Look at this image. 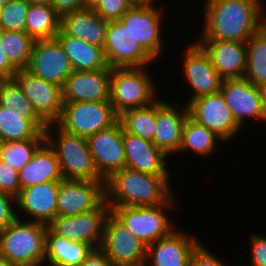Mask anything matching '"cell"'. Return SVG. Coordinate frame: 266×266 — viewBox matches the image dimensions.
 <instances>
[{
  "label": "cell",
  "instance_id": "1",
  "mask_svg": "<svg viewBox=\"0 0 266 266\" xmlns=\"http://www.w3.org/2000/svg\"><path fill=\"white\" fill-rule=\"evenodd\" d=\"M198 40L246 42L265 26L263 0H204Z\"/></svg>",
  "mask_w": 266,
  "mask_h": 266
},
{
  "label": "cell",
  "instance_id": "2",
  "mask_svg": "<svg viewBox=\"0 0 266 266\" xmlns=\"http://www.w3.org/2000/svg\"><path fill=\"white\" fill-rule=\"evenodd\" d=\"M171 175H152L128 168L115 171L105 180L106 202L110 207L155 206L165 203L174 192Z\"/></svg>",
  "mask_w": 266,
  "mask_h": 266
},
{
  "label": "cell",
  "instance_id": "3",
  "mask_svg": "<svg viewBox=\"0 0 266 266\" xmlns=\"http://www.w3.org/2000/svg\"><path fill=\"white\" fill-rule=\"evenodd\" d=\"M47 224L16 218L0 231V256L18 266H44Z\"/></svg>",
  "mask_w": 266,
  "mask_h": 266
},
{
  "label": "cell",
  "instance_id": "4",
  "mask_svg": "<svg viewBox=\"0 0 266 266\" xmlns=\"http://www.w3.org/2000/svg\"><path fill=\"white\" fill-rule=\"evenodd\" d=\"M44 133L57 156L63 179L104 180L96 170L87 138L65 132L56 124H48Z\"/></svg>",
  "mask_w": 266,
  "mask_h": 266
},
{
  "label": "cell",
  "instance_id": "5",
  "mask_svg": "<svg viewBox=\"0 0 266 266\" xmlns=\"http://www.w3.org/2000/svg\"><path fill=\"white\" fill-rule=\"evenodd\" d=\"M146 66L111 68L110 102L119 116L124 111L151 104L159 97L155 80Z\"/></svg>",
  "mask_w": 266,
  "mask_h": 266
},
{
  "label": "cell",
  "instance_id": "6",
  "mask_svg": "<svg viewBox=\"0 0 266 266\" xmlns=\"http://www.w3.org/2000/svg\"><path fill=\"white\" fill-rule=\"evenodd\" d=\"M174 195L165 203L155 206L110 207L111 214L147 247L175 230L174 221L167 213L176 208L177 198Z\"/></svg>",
  "mask_w": 266,
  "mask_h": 266
},
{
  "label": "cell",
  "instance_id": "7",
  "mask_svg": "<svg viewBox=\"0 0 266 266\" xmlns=\"http://www.w3.org/2000/svg\"><path fill=\"white\" fill-rule=\"evenodd\" d=\"M118 120L110 101L63 102L60 118L55 124L65 132L88 138Z\"/></svg>",
  "mask_w": 266,
  "mask_h": 266
},
{
  "label": "cell",
  "instance_id": "8",
  "mask_svg": "<svg viewBox=\"0 0 266 266\" xmlns=\"http://www.w3.org/2000/svg\"><path fill=\"white\" fill-rule=\"evenodd\" d=\"M163 7L156 5H133L119 19L129 28L135 41L156 62L163 54ZM163 16V17H162Z\"/></svg>",
  "mask_w": 266,
  "mask_h": 266
},
{
  "label": "cell",
  "instance_id": "9",
  "mask_svg": "<svg viewBox=\"0 0 266 266\" xmlns=\"http://www.w3.org/2000/svg\"><path fill=\"white\" fill-rule=\"evenodd\" d=\"M111 208L106 200L90 212L71 216H57L48 227L57 235L68 240L81 242L100 249L104 227Z\"/></svg>",
  "mask_w": 266,
  "mask_h": 266
},
{
  "label": "cell",
  "instance_id": "10",
  "mask_svg": "<svg viewBox=\"0 0 266 266\" xmlns=\"http://www.w3.org/2000/svg\"><path fill=\"white\" fill-rule=\"evenodd\" d=\"M187 107L193 120L214 132L224 143L232 142L243 130L221 92L196 98Z\"/></svg>",
  "mask_w": 266,
  "mask_h": 266
},
{
  "label": "cell",
  "instance_id": "11",
  "mask_svg": "<svg viewBox=\"0 0 266 266\" xmlns=\"http://www.w3.org/2000/svg\"><path fill=\"white\" fill-rule=\"evenodd\" d=\"M100 249L116 266H144L147 247L111 213Z\"/></svg>",
  "mask_w": 266,
  "mask_h": 266
},
{
  "label": "cell",
  "instance_id": "12",
  "mask_svg": "<svg viewBox=\"0 0 266 266\" xmlns=\"http://www.w3.org/2000/svg\"><path fill=\"white\" fill-rule=\"evenodd\" d=\"M103 51L110 68L150 67L155 63L120 20L108 21Z\"/></svg>",
  "mask_w": 266,
  "mask_h": 266
},
{
  "label": "cell",
  "instance_id": "13",
  "mask_svg": "<svg viewBox=\"0 0 266 266\" xmlns=\"http://www.w3.org/2000/svg\"><path fill=\"white\" fill-rule=\"evenodd\" d=\"M182 53V75L192 89L186 105L196 98L220 92L223 78L213 67L204 49L194 41L187 44Z\"/></svg>",
  "mask_w": 266,
  "mask_h": 266
},
{
  "label": "cell",
  "instance_id": "14",
  "mask_svg": "<svg viewBox=\"0 0 266 266\" xmlns=\"http://www.w3.org/2000/svg\"><path fill=\"white\" fill-rule=\"evenodd\" d=\"M106 200L105 180H66L59 183L57 216H73L97 209Z\"/></svg>",
  "mask_w": 266,
  "mask_h": 266
},
{
  "label": "cell",
  "instance_id": "15",
  "mask_svg": "<svg viewBox=\"0 0 266 266\" xmlns=\"http://www.w3.org/2000/svg\"><path fill=\"white\" fill-rule=\"evenodd\" d=\"M26 69L61 88L74 71L70 59L56 38L34 41Z\"/></svg>",
  "mask_w": 266,
  "mask_h": 266
},
{
  "label": "cell",
  "instance_id": "16",
  "mask_svg": "<svg viewBox=\"0 0 266 266\" xmlns=\"http://www.w3.org/2000/svg\"><path fill=\"white\" fill-rule=\"evenodd\" d=\"M220 92L242 128L249 119L266 122L259 89L246 78L223 79Z\"/></svg>",
  "mask_w": 266,
  "mask_h": 266
},
{
  "label": "cell",
  "instance_id": "17",
  "mask_svg": "<svg viewBox=\"0 0 266 266\" xmlns=\"http://www.w3.org/2000/svg\"><path fill=\"white\" fill-rule=\"evenodd\" d=\"M87 141L96 170L104 180L125 168L122 124L119 120L111 127L89 136Z\"/></svg>",
  "mask_w": 266,
  "mask_h": 266
},
{
  "label": "cell",
  "instance_id": "18",
  "mask_svg": "<svg viewBox=\"0 0 266 266\" xmlns=\"http://www.w3.org/2000/svg\"><path fill=\"white\" fill-rule=\"evenodd\" d=\"M14 78L38 115L47 124H55L62 112V88L33 75L27 69L18 70Z\"/></svg>",
  "mask_w": 266,
  "mask_h": 266
},
{
  "label": "cell",
  "instance_id": "19",
  "mask_svg": "<svg viewBox=\"0 0 266 266\" xmlns=\"http://www.w3.org/2000/svg\"><path fill=\"white\" fill-rule=\"evenodd\" d=\"M59 183L53 181L20 189L15 198L16 217L27 220L28 216L29 221L50 224L57 217ZM18 212L24 213L25 217Z\"/></svg>",
  "mask_w": 266,
  "mask_h": 266
},
{
  "label": "cell",
  "instance_id": "20",
  "mask_svg": "<svg viewBox=\"0 0 266 266\" xmlns=\"http://www.w3.org/2000/svg\"><path fill=\"white\" fill-rule=\"evenodd\" d=\"M201 242L196 235L175 229L147 246L144 266H188L193 251Z\"/></svg>",
  "mask_w": 266,
  "mask_h": 266
},
{
  "label": "cell",
  "instance_id": "21",
  "mask_svg": "<svg viewBox=\"0 0 266 266\" xmlns=\"http://www.w3.org/2000/svg\"><path fill=\"white\" fill-rule=\"evenodd\" d=\"M111 68L73 71L62 86L63 102L110 101Z\"/></svg>",
  "mask_w": 266,
  "mask_h": 266
},
{
  "label": "cell",
  "instance_id": "22",
  "mask_svg": "<svg viewBox=\"0 0 266 266\" xmlns=\"http://www.w3.org/2000/svg\"><path fill=\"white\" fill-rule=\"evenodd\" d=\"M156 100V131L153 143L168 156L176 155L181 144L183 126L187 116L189 115L188 107L185 104L178 108V104ZM170 102V103H169Z\"/></svg>",
  "mask_w": 266,
  "mask_h": 266
},
{
  "label": "cell",
  "instance_id": "23",
  "mask_svg": "<svg viewBox=\"0 0 266 266\" xmlns=\"http://www.w3.org/2000/svg\"><path fill=\"white\" fill-rule=\"evenodd\" d=\"M122 140L126 158L125 168L152 175H171L167 168L168 155L153 142L127 133L123 127Z\"/></svg>",
  "mask_w": 266,
  "mask_h": 266
},
{
  "label": "cell",
  "instance_id": "24",
  "mask_svg": "<svg viewBox=\"0 0 266 266\" xmlns=\"http://www.w3.org/2000/svg\"><path fill=\"white\" fill-rule=\"evenodd\" d=\"M223 79L244 78L246 42L232 40H196Z\"/></svg>",
  "mask_w": 266,
  "mask_h": 266
},
{
  "label": "cell",
  "instance_id": "25",
  "mask_svg": "<svg viewBox=\"0 0 266 266\" xmlns=\"http://www.w3.org/2000/svg\"><path fill=\"white\" fill-rule=\"evenodd\" d=\"M107 23L108 21L99 16L94 9L82 8L63 15L60 29L68 36L103 48Z\"/></svg>",
  "mask_w": 266,
  "mask_h": 266
},
{
  "label": "cell",
  "instance_id": "26",
  "mask_svg": "<svg viewBox=\"0 0 266 266\" xmlns=\"http://www.w3.org/2000/svg\"><path fill=\"white\" fill-rule=\"evenodd\" d=\"M61 180H63V176L59 161L54 150L46 141L37 149L32 159L19 170L21 189Z\"/></svg>",
  "mask_w": 266,
  "mask_h": 266
},
{
  "label": "cell",
  "instance_id": "27",
  "mask_svg": "<svg viewBox=\"0 0 266 266\" xmlns=\"http://www.w3.org/2000/svg\"><path fill=\"white\" fill-rule=\"evenodd\" d=\"M55 38L70 59L74 71H95L108 66L102 47L68 36L61 29Z\"/></svg>",
  "mask_w": 266,
  "mask_h": 266
},
{
  "label": "cell",
  "instance_id": "28",
  "mask_svg": "<svg viewBox=\"0 0 266 266\" xmlns=\"http://www.w3.org/2000/svg\"><path fill=\"white\" fill-rule=\"evenodd\" d=\"M94 248L88 244L75 242L46 230L45 264L50 266H80Z\"/></svg>",
  "mask_w": 266,
  "mask_h": 266
},
{
  "label": "cell",
  "instance_id": "29",
  "mask_svg": "<svg viewBox=\"0 0 266 266\" xmlns=\"http://www.w3.org/2000/svg\"><path fill=\"white\" fill-rule=\"evenodd\" d=\"M224 143L214 132L206 128L204 125L197 123L189 115L187 116L182 132L181 144L178 154L188 152L195 154V156H205L213 154L218 150L217 143ZM213 152V153H212ZM197 154V155H196Z\"/></svg>",
  "mask_w": 266,
  "mask_h": 266
},
{
  "label": "cell",
  "instance_id": "30",
  "mask_svg": "<svg viewBox=\"0 0 266 266\" xmlns=\"http://www.w3.org/2000/svg\"><path fill=\"white\" fill-rule=\"evenodd\" d=\"M45 139V133L31 120L0 105V141Z\"/></svg>",
  "mask_w": 266,
  "mask_h": 266
},
{
  "label": "cell",
  "instance_id": "31",
  "mask_svg": "<svg viewBox=\"0 0 266 266\" xmlns=\"http://www.w3.org/2000/svg\"><path fill=\"white\" fill-rule=\"evenodd\" d=\"M61 17L52 5H29L25 32L34 40L53 39L60 30Z\"/></svg>",
  "mask_w": 266,
  "mask_h": 266
},
{
  "label": "cell",
  "instance_id": "32",
  "mask_svg": "<svg viewBox=\"0 0 266 266\" xmlns=\"http://www.w3.org/2000/svg\"><path fill=\"white\" fill-rule=\"evenodd\" d=\"M0 105L31 119L43 132L48 127L15 78L0 79Z\"/></svg>",
  "mask_w": 266,
  "mask_h": 266
},
{
  "label": "cell",
  "instance_id": "33",
  "mask_svg": "<svg viewBox=\"0 0 266 266\" xmlns=\"http://www.w3.org/2000/svg\"><path fill=\"white\" fill-rule=\"evenodd\" d=\"M246 57L244 78L256 86L266 83V26L246 41Z\"/></svg>",
  "mask_w": 266,
  "mask_h": 266
},
{
  "label": "cell",
  "instance_id": "34",
  "mask_svg": "<svg viewBox=\"0 0 266 266\" xmlns=\"http://www.w3.org/2000/svg\"><path fill=\"white\" fill-rule=\"evenodd\" d=\"M123 130L153 142L156 131V101L124 111L119 115Z\"/></svg>",
  "mask_w": 266,
  "mask_h": 266
},
{
  "label": "cell",
  "instance_id": "35",
  "mask_svg": "<svg viewBox=\"0 0 266 266\" xmlns=\"http://www.w3.org/2000/svg\"><path fill=\"white\" fill-rule=\"evenodd\" d=\"M33 44L26 32L2 30L3 51L17 71L27 68Z\"/></svg>",
  "mask_w": 266,
  "mask_h": 266
},
{
  "label": "cell",
  "instance_id": "36",
  "mask_svg": "<svg viewBox=\"0 0 266 266\" xmlns=\"http://www.w3.org/2000/svg\"><path fill=\"white\" fill-rule=\"evenodd\" d=\"M45 139H27L22 141L2 142L0 159L16 170L29 162Z\"/></svg>",
  "mask_w": 266,
  "mask_h": 266
},
{
  "label": "cell",
  "instance_id": "37",
  "mask_svg": "<svg viewBox=\"0 0 266 266\" xmlns=\"http://www.w3.org/2000/svg\"><path fill=\"white\" fill-rule=\"evenodd\" d=\"M29 5L26 0H12L3 6L0 28L6 31L25 32Z\"/></svg>",
  "mask_w": 266,
  "mask_h": 266
},
{
  "label": "cell",
  "instance_id": "38",
  "mask_svg": "<svg viewBox=\"0 0 266 266\" xmlns=\"http://www.w3.org/2000/svg\"><path fill=\"white\" fill-rule=\"evenodd\" d=\"M133 4L130 0H101L94 9L106 21L119 20Z\"/></svg>",
  "mask_w": 266,
  "mask_h": 266
},
{
  "label": "cell",
  "instance_id": "39",
  "mask_svg": "<svg viewBox=\"0 0 266 266\" xmlns=\"http://www.w3.org/2000/svg\"><path fill=\"white\" fill-rule=\"evenodd\" d=\"M20 189L19 171L0 159V192L16 198Z\"/></svg>",
  "mask_w": 266,
  "mask_h": 266
},
{
  "label": "cell",
  "instance_id": "40",
  "mask_svg": "<svg viewBox=\"0 0 266 266\" xmlns=\"http://www.w3.org/2000/svg\"><path fill=\"white\" fill-rule=\"evenodd\" d=\"M202 242L193 251L188 266H231L227 261L221 260L210 249H207ZM226 262V263H225Z\"/></svg>",
  "mask_w": 266,
  "mask_h": 266
},
{
  "label": "cell",
  "instance_id": "41",
  "mask_svg": "<svg viewBox=\"0 0 266 266\" xmlns=\"http://www.w3.org/2000/svg\"><path fill=\"white\" fill-rule=\"evenodd\" d=\"M249 238L250 257L248 266H266V237L254 234Z\"/></svg>",
  "mask_w": 266,
  "mask_h": 266
},
{
  "label": "cell",
  "instance_id": "42",
  "mask_svg": "<svg viewBox=\"0 0 266 266\" xmlns=\"http://www.w3.org/2000/svg\"><path fill=\"white\" fill-rule=\"evenodd\" d=\"M15 198L0 192V231L12 223L16 217Z\"/></svg>",
  "mask_w": 266,
  "mask_h": 266
},
{
  "label": "cell",
  "instance_id": "43",
  "mask_svg": "<svg viewBox=\"0 0 266 266\" xmlns=\"http://www.w3.org/2000/svg\"><path fill=\"white\" fill-rule=\"evenodd\" d=\"M51 5L60 17L83 8L82 0H52Z\"/></svg>",
  "mask_w": 266,
  "mask_h": 266
},
{
  "label": "cell",
  "instance_id": "44",
  "mask_svg": "<svg viewBox=\"0 0 266 266\" xmlns=\"http://www.w3.org/2000/svg\"><path fill=\"white\" fill-rule=\"evenodd\" d=\"M80 266H116L101 249H94Z\"/></svg>",
  "mask_w": 266,
  "mask_h": 266
},
{
  "label": "cell",
  "instance_id": "45",
  "mask_svg": "<svg viewBox=\"0 0 266 266\" xmlns=\"http://www.w3.org/2000/svg\"><path fill=\"white\" fill-rule=\"evenodd\" d=\"M17 70L10 64L7 56L3 51L2 29L0 28V79L14 78Z\"/></svg>",
  "mask_w": 266,
  "mask_h": 266
},
{
  "label": "cell",
  "instance_id": "46",
  "mask_svg": "<svg viewBox=\"0 0 266 266\" xmlns=\"http://www.w3.org/2000/svg\"><path fill=\"white\" fill-rule=\"evenodd\" d=\"M260 92L261 103L264 111L266 112V83L257 86Z\"/></svg>",
  "mask_w": 266,
  "mask_h": 266
},
{
  "label": "cell",
  "instance_id": "47",
  "mask_svg": "<svg viewBox=\"0 0 266 266\" xmlns=\"http://www.w3.org/2000/svg\"><path fill=\"white\" fill-rule=\"evenodd\" d=\"M101 0H82L83 8L95 9Z\"/></svg>",
  "mask_w": 266,
  "mask_h": 266
},
{
  "label": "cell",
  "instance_id": "48",
  "mask_svg": "<svg viewBox=\"0 0 266 266\" xmlns=\"http://www.w3.org/2000/svg\"><path fill=\"white\" fill-rule=\"evenodd\" d=\"M158 0H130L133 5H158L155 2Z\"/></svg>",
  "mask_w": 266,
  "mask_h": 266
},
{
  "label": "cell",
  "instance_id": "49",
  "mask_svg": "<svg viewBox=\"0 0 266 266\" xmlns=\"http://www.w3.org/2000/svg\"><path fill=\"white\" fill-rule=\"evenodd\" d=\"M30 5H51L52 0H26Z\"/></svg>",
  "mask_w": 266,
  "mask_h": 266
},
{
  "label": "cell",
  "instance_id": "50",
  "mask_svg": "<svg viewBox=\"0 0 266 266\" xmlns=\"http://www.w3.org/2000/svg\"><path fill=\"white\" fill-rule=\"evenodd\" d=\"M0 266H18L9 260L5 259L4 257L0 256Z\"/></svg>",
  "mask_w": 266,
  "mask_h": 266
},
{
  "label": "cell",
  "instance_id": "51",
  "mask_svg": "<svg viewBox=\"0 0 266 266\" xmlns=\"http://www.w3.org/2000/svg\"><path fill=\"white\" fill-rule=\"evenodd\" d=\"M12 0H0V5L1 6H5L6 4H8L9 2H11Z\"/></svg>",
  "mask_w": 266,
  "mask_h": 266
},
{
  "label": "cell",
  "instance_id": "52",
  "mask_svg": "<svg viewBox=\"0 0 266 266\" xmlns=\"http://www.w3.org/2000/svg\"><path fill=\"white\" fill-rule=\"evenodd\" d=\"M2 10H3V6L0 5V19H1Z\"/></svg>",
  "mask_w": 266,
  "mask_h": 266
}]
</instances>
